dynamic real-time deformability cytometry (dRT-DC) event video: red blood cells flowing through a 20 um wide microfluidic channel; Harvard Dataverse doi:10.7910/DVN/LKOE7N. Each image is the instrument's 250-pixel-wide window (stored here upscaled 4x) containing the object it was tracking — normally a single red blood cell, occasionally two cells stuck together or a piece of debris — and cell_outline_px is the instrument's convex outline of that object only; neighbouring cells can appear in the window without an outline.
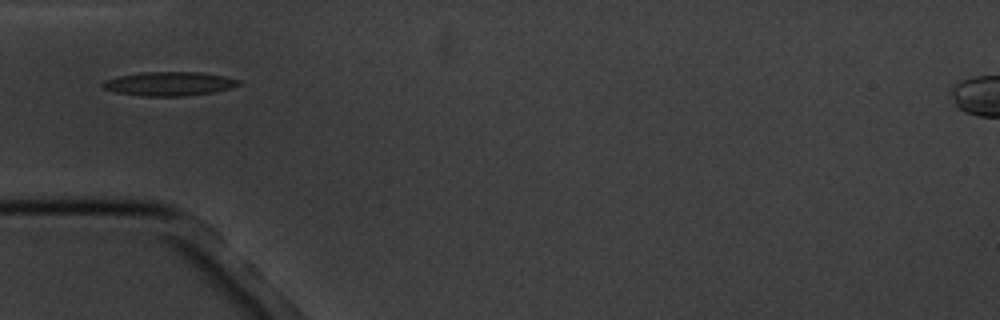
{"species": "common noctule bat (a hibernating species)", "species_latin": "Nyctalus noctula", "temperature_condition": "cold", "stored_images_in_passage": 2, "camera_frame_rate_fps": 3000, "um_per_image_px": 0.085, "animal": {"sex": "male", "body_mass_g": 20.1, "forearm_length_mm": 53.5}, "frame": {"image": 1, "passage_image": 1, "time_ms": 0.0, "image_size_px": [1000, 320], "cell_outline_px": [[240, 84], [216, 92], [184, 96], [140, 96], [116, 92], [104, 88], [100, 84], [104, 80], [116, 76], [140, 72], [200, 72], [224, 76], [240, 80]], "centroid_in_image_um": [14.34, 7.11], "position_along_channel_um": 70.7, "area_um2": 19.07}}
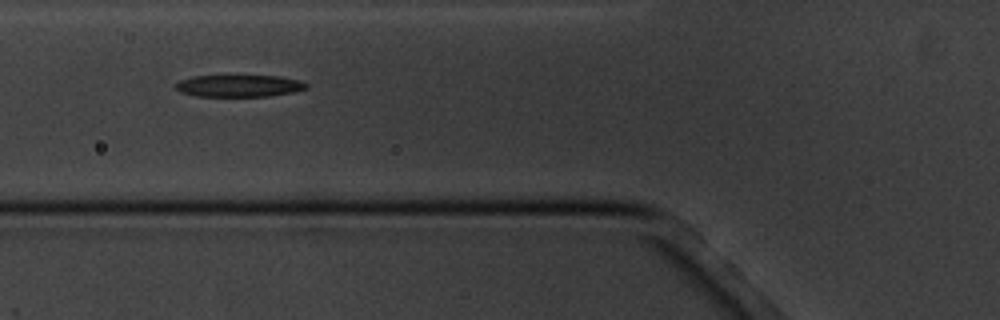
{"frame": {"image": 2, "passage_image": 2, "time_ms": 1.0, "image_size_px": [1000, 320], "cell_outline_px": [[308, 88], [292, 92], [268, 96], [196, 96], [180, 92], [172, 88], [172, 84], [180, 80], [192, 76], [224, 72], [280, 76], [300, 80], [308, 84]], "centroid_in_image_um": [20.22, 7.23], "position_along_channel_um": 105.6, "area_um2": 18.15}}